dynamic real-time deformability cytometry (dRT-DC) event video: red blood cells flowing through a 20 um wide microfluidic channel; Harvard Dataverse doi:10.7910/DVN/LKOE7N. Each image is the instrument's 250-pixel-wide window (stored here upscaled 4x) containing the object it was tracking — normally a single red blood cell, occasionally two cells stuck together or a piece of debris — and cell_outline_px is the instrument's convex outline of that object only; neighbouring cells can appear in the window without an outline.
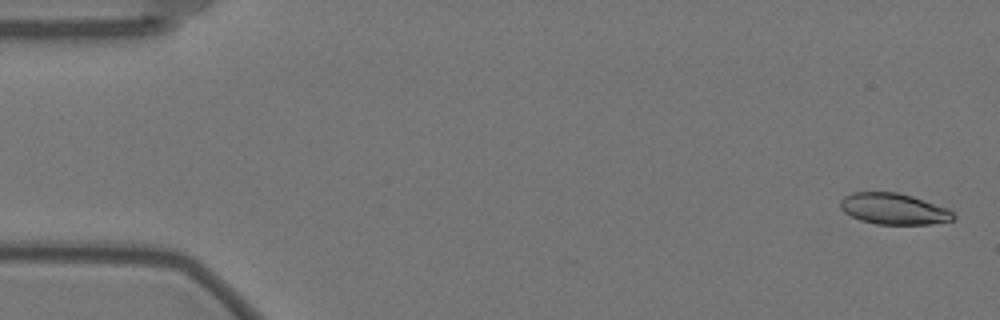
{"species": "Egyptian fruit bat (a non-hibernating species)", "species_latin": "Rousettus aegyptiacus", "temperature_condition": "warm", "stored_images_in_passage": 56, "camera_frame_rate_fps": 3000, "um_per_image_px": 0.085, "animal": {"sex": "female"}, "frame": {"image": 1, "passage_image": 1, "time_ms": 0.0, "image_size_px": [1000, 320], "cell_outline_px": [[956, 216], [952, 220], [932, 224], [876, 224], [860, 220], [844, 212], [840, 208], [840, 200], [844, 196], [852, 192], [896, 192], [912, 196], [948, 208]], "centroid_in_image_um": [75.95, 17.75], "position_along_channel_um": 9.0, "area_um2": 20.52}}
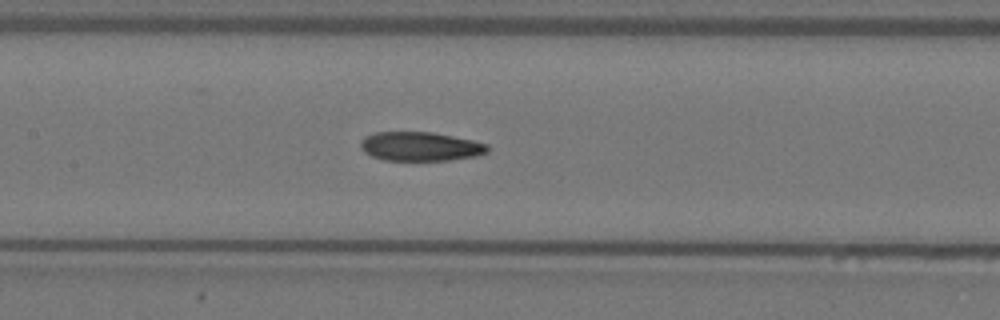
{"frame": {"image": 2, "passage_image": 26, "time_ms": 8.333, "image_size_px": [1000, 320], "cell_outline_px": [[488, 152], [476, 156], [448, 160], [384, 160], [372, 156], [364, 152], [360, 148], [360, 144], [364, 136], [376, 132], [432, 132], [472, 140], [488, 144]], "centroid_in_image_um": [35.71, 12.44], "position_along_channel_um": 171.7, "area_um2": 21.44}}
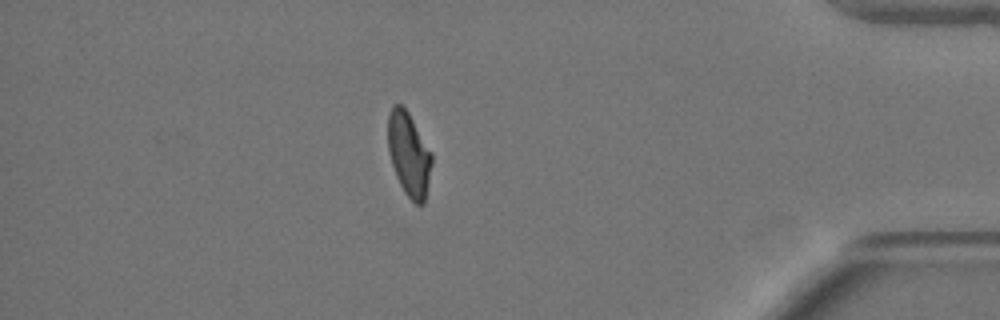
{"frame": {"image": 3, "passage_image": 49, "time_ms": 16.0, "image_size_px": [1000, 320], "cell_outline_px": [[432, 164], [424, 204], [416, 204], [404, 192], [396, 176], [392, 164], [388, 148], [388, 112], [392, 104], [400, 104], [408, 112], [432, 152]], "centroid_in_image_um": [34.75, 13.09], "position_along_channel_um": 400.4, "area_um2": 21.39}, "authors_computed_cell_mechanics": {"area_um2": 22.0218, "velocity_mm_per_s": 3.52, "shape_relaxation_time_tau1_ms": 9.1907, "shape_relaxation_time_tau2_ms": 3.2039, "deformation_change_tau1": 0.2681, "deformation_change_tau2": 0.0803}}